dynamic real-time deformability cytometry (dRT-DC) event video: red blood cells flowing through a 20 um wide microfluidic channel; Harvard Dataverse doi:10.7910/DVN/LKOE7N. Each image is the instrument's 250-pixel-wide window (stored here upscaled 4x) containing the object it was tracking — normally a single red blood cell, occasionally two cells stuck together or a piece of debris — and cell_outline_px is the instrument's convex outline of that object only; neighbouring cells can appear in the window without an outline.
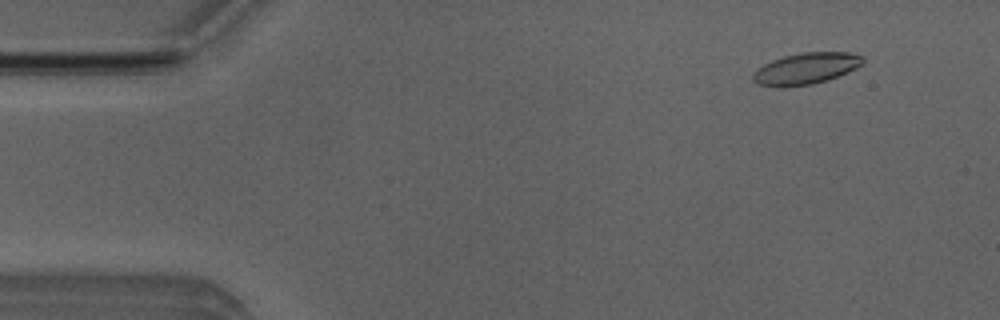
{"species": "Egyptian fruit bat (a non-hibernating species)", "species_latin": "Rousettus aegyptiacus", "temperature_condition": "room temperature", "stored_images_in_passage": 42, "camera_frame_rate_fps": 3000, "um_per_image_px": 0.085, "animal": {"sex": "male"}, "frame": {"image": 1, "passage_image": 5, "time_ms": 1.333, "image_size_px": [1000, 320], "cell_outline_px": [[864, 60], [856, 68], [836, 76], [812, 84], [780, 88], [760, 84], [752, 80], [752, 76], [764, 64], [772, 60], [784, 56], [800, 52], [848, 52], [864, 56]], "centroid_in_image_um": [68.5, 5.82], "position_along_channel_um": 16.5, "area_um2": 19.83}}
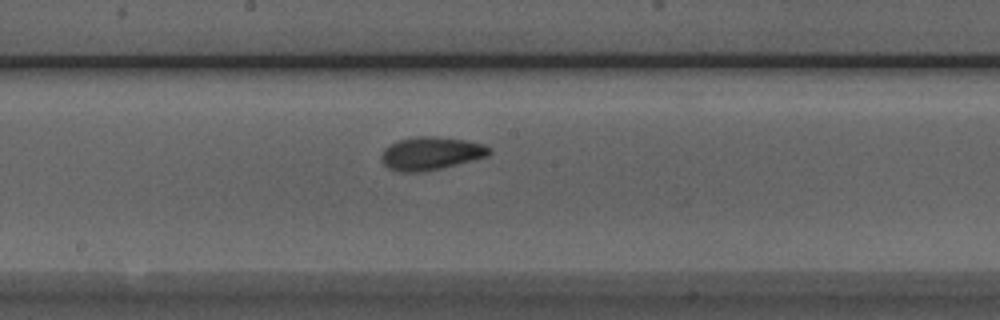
{"frame": {"image": 2, "passage_image": 27, "time_ms": 8.667, "image_size_px": [1000, 320], "cell_outline_px": [[492, 152], [488, 156], [440, 168], [420, 172], [400, 172], [388, 168], [384, 164], [384, 148], [400, 140], [416, 136], [432, 136], [464, 140], [484, 144], [492, 148]], "centroid_in_image_um": [36.68, 13.03], "position_along_channel_um": 211.5, "area_um2": 20.4}}
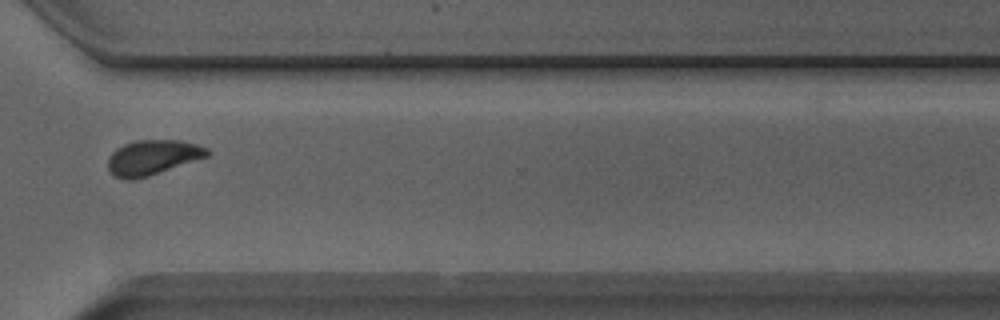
{"frame": {"image": 3, "passage_image": 38, "time_ms": 12.333, "image_size_px": [1000, 320], "cell_outline_px": [[212, 152], [208, 156], [148, 176], [132, 180], [124, 180], [112, 176], [108, 172], [108, 156], [116, 148], [124, 144], [136, 140], [180, 140], [196, 144], [208, 148]], "centroid_in_image_um": [12.93, 13.39], "position_along_channel_um": 357.7, "area_um2": 20.4}}